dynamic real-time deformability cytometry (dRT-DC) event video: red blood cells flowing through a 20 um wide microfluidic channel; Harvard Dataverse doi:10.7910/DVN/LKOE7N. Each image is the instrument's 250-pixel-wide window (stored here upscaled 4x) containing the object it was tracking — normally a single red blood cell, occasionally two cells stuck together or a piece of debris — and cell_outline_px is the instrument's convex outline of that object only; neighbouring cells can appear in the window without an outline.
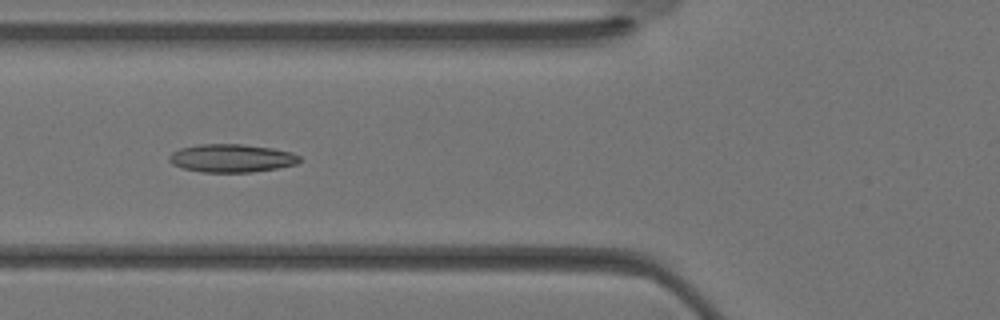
{"species": "Egyptian fruit bat (a non-hibernating species)", "species_latin": "Rousettus aegyptiacus", "temperature_condition": "warm", "stored_images_in_passage": 30, "camera_frame_rate_fps": 3000, "um_per_image_px": 0.085, "animal": {"sex": "female"}, "frame": {"image": 1, "passage_image": 8, "time_ms": 2.333, "image_size_px": [1000, 320], "cell_outline_px": [[304, 160], [296, 164], [276, 168], [252, 172], [200, 172], [184, 168], [172, 164], [168, 160], [168, 156], [172, 152], [180, 148], [200, 144], [244, 144], [272, 148], [292, 152], [300, 156]], "centroid_in_image_um": [19.7, 13.44], "position_along_channel_um": 106.1, "area_um2": 21.5}}
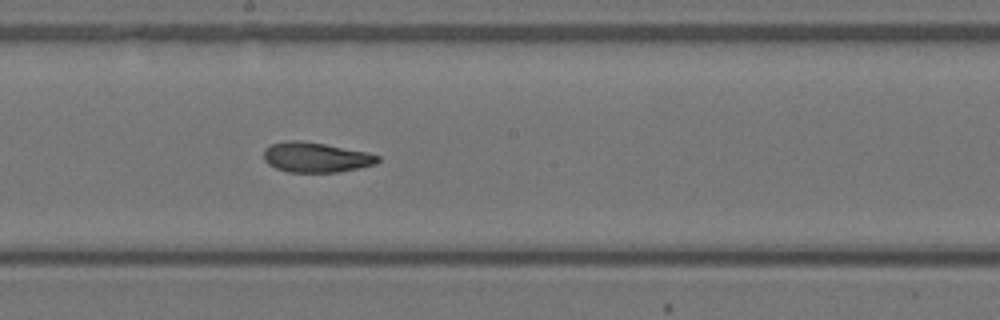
{"frame": {"image": 2, "passage_image": 14, "time_ms": 4.333, "image_size_px": [1000, 320], "cell_outline_px": [[380, 160], [376, 164], [340, 172], [288, 172], [276, 168], [268, 164], [264, 160], [264, 148], [272, 144], [284, 140], [300, 140], [324, 144], [368, 152], [380, 156]], "centroid_in_image_um": [26.85, 13.37], "position_along_channel_um": 221.4, "area_um2": 20.06}}
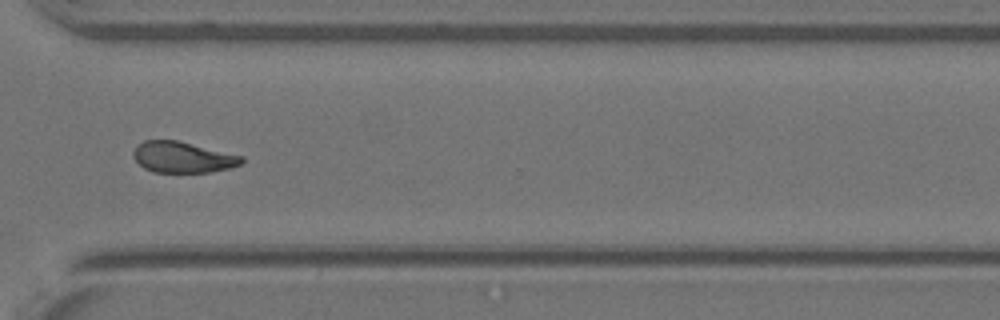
{"frame": {"image": 3, "passage_image": 21, "time_ms": 6.667, "image_size_px": [1000, 320], "cell_outline_px": [[244, 160], [240, 164], [228, 168], [208, 172], [152, 172], [144, 168], [132, 156], [132, 152], [144, 140], [176, 140], [244, 156]], "centroid_in_image_um": [15.52, 13.36], "position_along_channel_um": 355.1, "area_um2": 19.36}}